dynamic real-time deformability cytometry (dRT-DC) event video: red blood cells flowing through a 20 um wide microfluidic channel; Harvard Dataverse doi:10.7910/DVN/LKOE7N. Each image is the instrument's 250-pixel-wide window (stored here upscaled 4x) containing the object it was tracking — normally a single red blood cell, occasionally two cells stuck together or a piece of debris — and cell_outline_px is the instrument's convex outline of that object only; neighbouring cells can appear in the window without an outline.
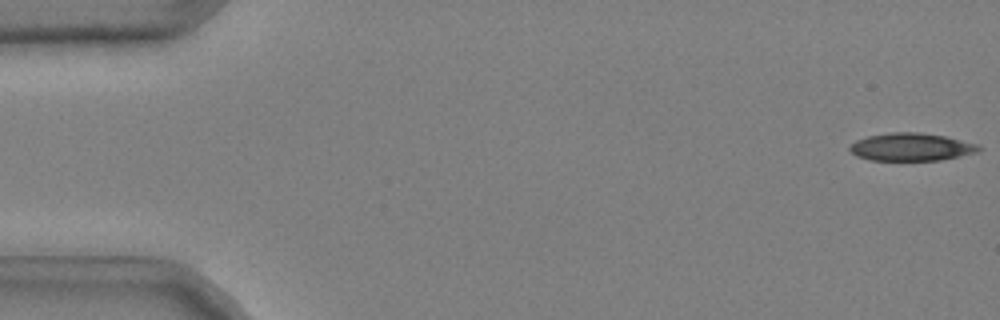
{"species": "common noctule bat (a hibernating species)", "species_latin": "Nyctalus noctula", "temperature_condition": "cold", "stored_images_in_passage": 49, "camera_frame_rate_fps": 3000, "um_per_image_px": 0.085, "animal": {"sex": "male", "body_mass_g": 20.4}, "frame": {"image": 1, "passage_image": 1, "time_ms": 0.0, "image_size_px": [1000, 320], "cell_outline_px": [[980, 148], [976, 152], [960, 156], [940, 160], [868, 160], [856, 156], [848, 148], [856, 140], [868, 136], [892, 132], [920, 132], [944, 136], [980, 144]], "centroid_in_image_um": [77.45, 12.49], "position_along_channel_um": 7.6, "area_um2": 20.81}}
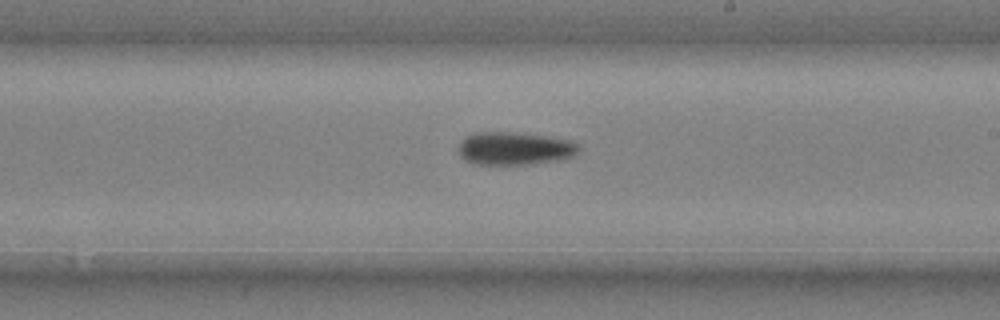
{"frame": {"image": 2, "passage_image": 31, "time_ms": 10.0, "image_size_px": [1000, 320], "cell_outline_px": [[580, 148], [572, 156], [564, 160], [532, 164], [472, 164], [464, 160], [460, 156], [460, 140], [464, 136], [472, 132], [512, 132], [548, 136], [572, 140]], "centroid_in_image_um": [43.73, 12.62], "position_along_channel_um": 245.3, "area_um2": 23.41}}
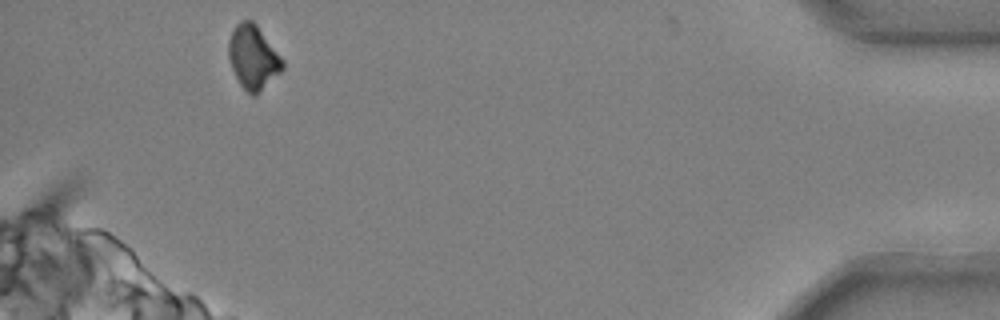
{"frame": {"image": 3, "passage_image": 49, "time_ms": 16.0, "image_size_px": [1000, 320], "cell_outline_px": [[284, 68], [256, 96], [252, 96], [240, 84], [232, 68], [228, 56], [228, 40], [236, 24], [240, 20], [252, 20], [256, 24], [284, 60]], "centroid_in_image_um": [21.51, 4.86], "position_along_channel_um": 413.7, "area_um2": 20.0}, "authors_computed_cell_mechanics": {"area_um2": 22.0218, "velocity_mm_per_s": 3.7185, "shape_relaxation_time_tau1_ms": 4.4833, "shape_relaxation_time_tau2_ms": null, "deformation_change_tau1": 0.1218, "deformation_change_tau2": null}}